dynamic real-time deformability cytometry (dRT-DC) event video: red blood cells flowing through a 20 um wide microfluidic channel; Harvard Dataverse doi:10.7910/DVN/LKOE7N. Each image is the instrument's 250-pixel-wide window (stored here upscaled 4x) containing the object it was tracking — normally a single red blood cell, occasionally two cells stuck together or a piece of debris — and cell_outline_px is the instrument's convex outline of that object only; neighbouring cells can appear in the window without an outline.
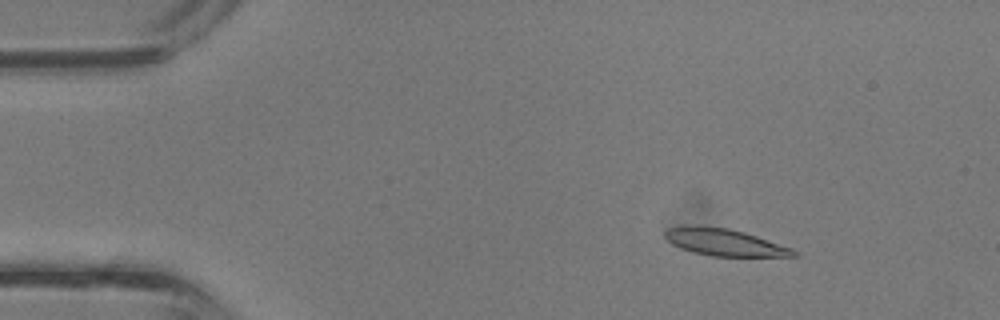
{"species": "common noctule bat (a hibernating species)", "species_latin": "Nyctalus noctula", "temperature_condition": "room temperature", "stored_images_in_passage": 34, "camera_frame_rate_fps": 3000, "um_per_image_px": 0.085, "animal": {"sex": "male", "body_mass_g": 13.3}, "frame": {"image": 1, "passage_image": 2, "time_ms": 0.333, "image_size_px": [1000, 320], "cell_outline_px": [[800, 256], [712, 256], [692, 252], [680, 248], [672, 244], [664, 236], [664, 232], [668, 228], [688, 224], [696, 224], [728, 228], [744, 232], [792, 248]], "centroid_in_image_um": [61.52, 20.57], "position_along_channel_um": 23.5, "area_um2": 20.35}}
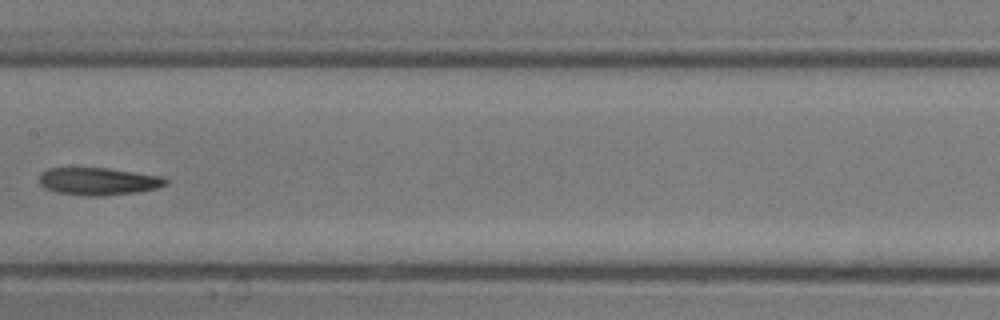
{"frame": {"image": 2, "passage_image": 16, "time_ms": 5.0, "image_size_px": [1000, 320], "cell_outline_px": [[168, 184], [156, 188], [136, 192], [100, 196], [84, 196], [56, 192], [44, 188], [40, 184], [40, 176], [48, 168], [108, 168], [164, 176], [168, 180]], "centroid_in_image_um": [8.39, 15.41], "position_along_channel_um": 199.0, "area_um2": 20.29}}
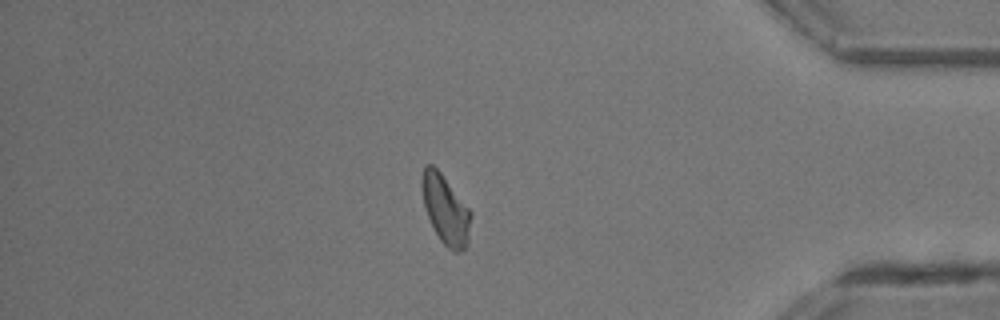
{"frame": {"image": 3, "passage_image": 29, "time_ms": 9.333, "image_size_px": [1000, 320], "cell_outline_px": [[472, 216], [468, 240], [464, 248], [460, 252], [452, 252], [440, 240], [424, 208], [420, 180], [424, 164], [432, 164], [440, 172], [472, 212]], "centroid_in_image_um": [37.86, 17.8], "position_along_channel_um": 397.3, "area_um2": 19.71}}